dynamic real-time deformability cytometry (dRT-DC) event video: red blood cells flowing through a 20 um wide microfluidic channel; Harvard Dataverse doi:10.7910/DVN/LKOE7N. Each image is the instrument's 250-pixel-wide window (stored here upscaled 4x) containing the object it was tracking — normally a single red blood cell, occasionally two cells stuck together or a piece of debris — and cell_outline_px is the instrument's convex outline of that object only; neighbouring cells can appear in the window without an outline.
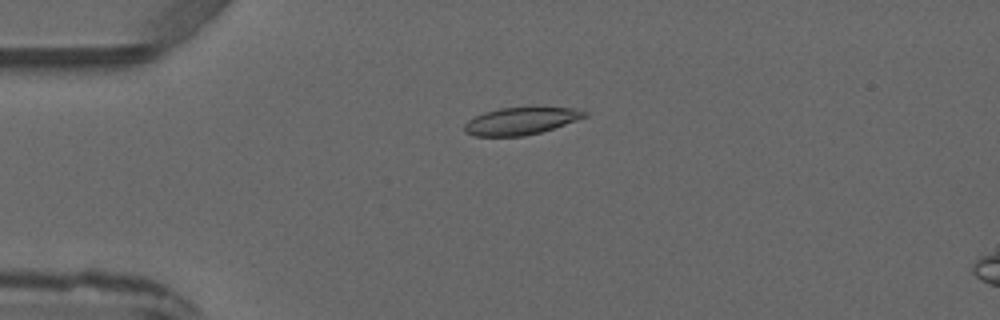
{"species": "common noctule bat (a hibernating species)", "species_latin": "Nyctalus noctula", "temperature_condition": "warm", "stored_images_in_passage": 3, "camera_frame_rate_fps": 3000, "um_per_image_px": 0.085, "animal": {"sex": "male", "forearm_length_mm": 52.5}, "frame": {"image": 1, "passage_image": 2, "time_ms": 1.0, "image_size_px": [1000, 320], "cell_outline_px": [[588, 116], [540, 132], [524, 136], [476, 136], [464, 132], [464, 124], [468, 120], [484, 112], [500, 108], [572, 108], [588, 112]], "centroid_in_image_um": [44.23, 10.29], "position_along_channel_um": 40.8, "area_um2": 18.73}}